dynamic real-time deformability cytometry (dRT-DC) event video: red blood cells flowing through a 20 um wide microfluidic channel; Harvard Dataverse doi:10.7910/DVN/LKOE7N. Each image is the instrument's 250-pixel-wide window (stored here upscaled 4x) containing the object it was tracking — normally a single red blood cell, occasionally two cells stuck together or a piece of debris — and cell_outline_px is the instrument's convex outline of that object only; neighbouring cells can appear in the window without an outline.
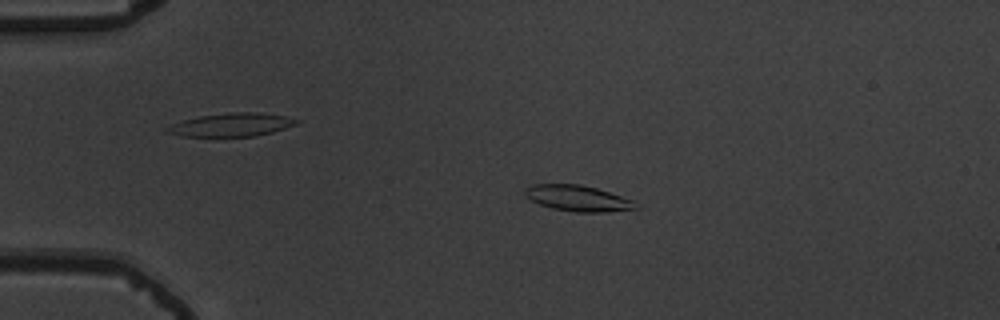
{"species": "common noctule bat (a hibernating species)", "species_latin": "Nyctalus noctula", "temperature_condition": "warm", "stored_images_in_passage": 55, "camera_frame_rate_fps": 3000, "um_per_image_px": 0.085, "animal": {"sex": "male", "body_mass_g": 19.5, "forearm_length_mm": 54.6}, "frame": {"image": 1, "passage_image": 12, "time_ms": 3.667, "image_size_px": [1000, 320], "cell_outline_px": [[640, 208], [604, 212], [576, 212], [552, 208], [540, 204], [524, 196], [524, 188], [532, 184], [580, 184], [596, 188], [636, 200], [640, 204]], "centroid_in_image_um": [49.16, 16.85], "position_along_channel_um": 35.8, "area_um2": 16.94}}
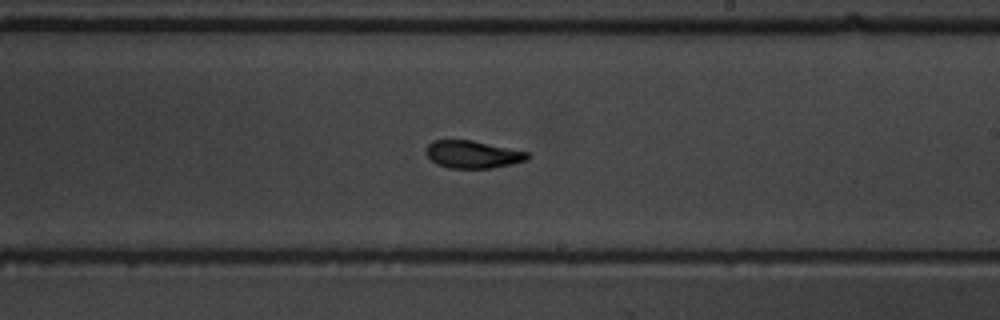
{"frame": {"image": 2, "passage_image": 33, "time_ms": 10.667, "image_size_px": [1000, 320], "cell_outline_px": [[532, 152], [524, 160], [512, 164], [492, 168], [448, 168], [436, 164], [424, 152], [428, 144], [432, 140], [472, 140]], "centroid_in_image_um": [40.17, 13.11], "position_along_channel_um": 248.8, "area_um2": 16.42}}
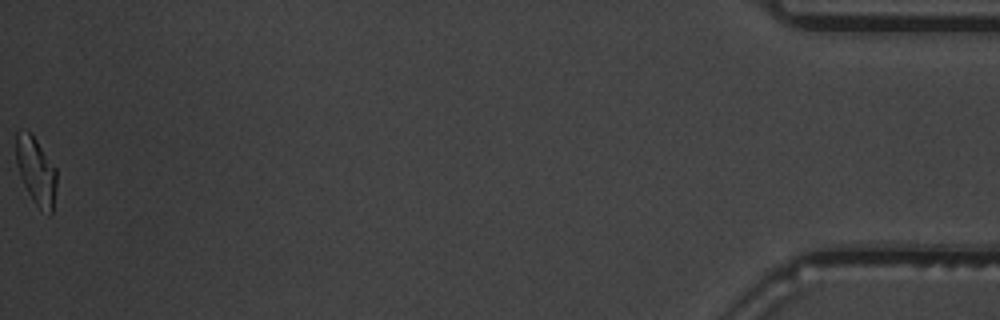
{"frame": {"image": 3, "passage_image": 55, "time_ms": 18.0, "image_size_px": [1000, 320], "cell_outline_px": [[56, 184], [52, 212], [48, 216], [32, 200], [20, 176], [16, 164], [16, 132], [20, 128], [24, 128], [32, 132], [56, 168]], "centroid_in_image_um": [3.05, 14.46], "position_along_channel_um": 432.2, "area_um2": 16.18}, "authors_computed_cell_mechanics": {"area_um2": 16.5886, "velocity_mm_per_s": 3.7551, "shape_relaxation_time_tau1_ms": 5.1053, "shape_relaxation_time_tau2_ms": 1.4481, "deformation_change_tau1": 0.1671, "deformation_change_tau2": 0.0735}}